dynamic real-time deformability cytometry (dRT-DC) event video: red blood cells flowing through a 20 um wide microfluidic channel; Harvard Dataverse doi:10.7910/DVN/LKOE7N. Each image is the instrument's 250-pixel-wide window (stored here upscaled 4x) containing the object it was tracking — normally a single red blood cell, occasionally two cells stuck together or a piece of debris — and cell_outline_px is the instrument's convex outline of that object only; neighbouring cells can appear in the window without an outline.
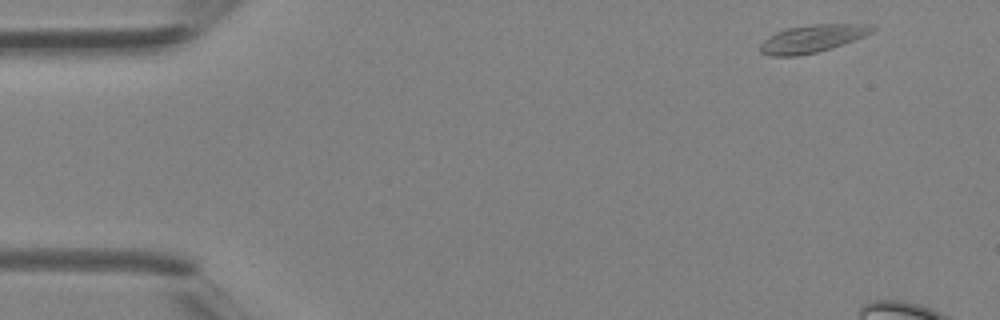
{"species": "Egyptian fruit bat (a non-hibernating species)", "species_latin": "Rousettus aegyptiacus", "temperature_condition": "room temperature", "stored_images_in_passage": 7, "camera_frame_rate_fps": 3000, "um_per_image_px": 0.085, "animal": {"sex": "female"}, "frame": {"image": 1, "passage_image": 1, "time_ms": 0.0, "image_size_px": [1000, 320], "cell_outline_px": [[876, 28], [872, 32], [864, 36], [832, 48], [816, 52], [796, 56], [772, 56], [760, 52], [760, 44], [764, 40], [776, 32], [788, 28], [816, 24], [876, 24]], "centroid_in_image_um": [69.07, 3.28], "position_along_channel_um": 15.9, "area_um2": 17.92}}